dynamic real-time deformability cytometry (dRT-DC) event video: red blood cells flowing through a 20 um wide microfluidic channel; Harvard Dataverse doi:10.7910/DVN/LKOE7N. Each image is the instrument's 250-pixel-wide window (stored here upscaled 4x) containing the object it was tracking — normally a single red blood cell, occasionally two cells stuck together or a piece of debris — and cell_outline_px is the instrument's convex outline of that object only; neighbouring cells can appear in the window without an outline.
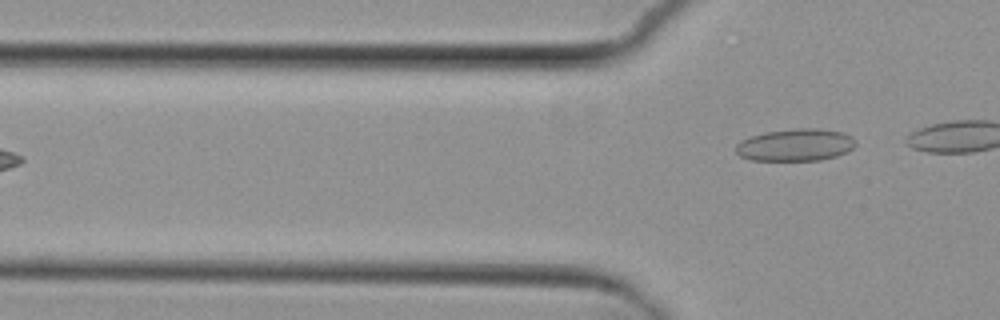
{"species": "common noctule bat (a hibernating species)", "species_latin": "Nyctalus noctula", "temperature_condition": "cold", "stored_images_in_passage": 4, "camera_frame_rate_fps": 3000, "um_per_image_px": 0.085, "animal": {"sex": "female", "body_mass_g": 29.2, "forearm_length_mm": 56.3}, "frame": {"image": 1, "passage_image": 4, "time_ms": 3.667, "image_size_px": [1000, 320], "cell_outline_px": [[856, 144], [848, 152], [836, 156], [820, 160], [752, 160], [740, 156], [736, 152], [736, 144], [740, 140], [764, 132], [796, 128], [820, 128], [844, 132], [852, 136], [856, 140]], "centroid_in_image_um": [67.65, 12.31], "position_along_channel_um": 58.2, "area_um2": 22.72}}